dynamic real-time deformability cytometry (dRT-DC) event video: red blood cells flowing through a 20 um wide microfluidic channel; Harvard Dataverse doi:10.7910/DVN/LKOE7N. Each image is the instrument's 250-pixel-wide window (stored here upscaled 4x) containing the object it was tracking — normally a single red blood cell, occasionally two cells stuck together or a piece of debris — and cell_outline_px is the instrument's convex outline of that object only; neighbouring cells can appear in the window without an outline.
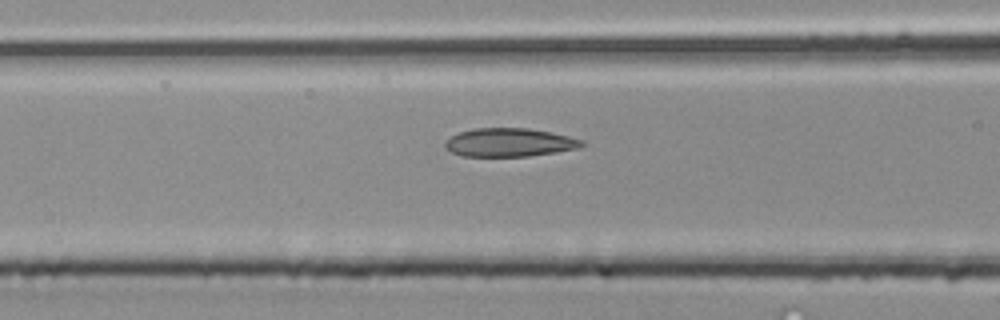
{"species": "common noctule bat (a hibernating species)", "species_latin": "Nyctalus noctula", "temperature_condition": "room temperature", "stored_images_in_passage": 34, "camera_frame_rate_fps": 3000, "um_per_image_px": 0.085, "animal": {"sex": "male", "body_mass_g": 20.4}, "frame": {"image": 1, "passage_image": 15, "time_ms": 4.667, "image_size_px": [1000, 320], "cell_outline_px": [[584, 144], [580, 148], [556, 152], [528, 156], [464, 156], [452, 152], [444, 148], [444, 140], [460, 132], [476, 128], [528, 128], [552, 132], [584, 140]], "centroid_in_image_um": [43.31, 12.1], "position_along_channel_um": 123.3, "area_um2": 22.72}}
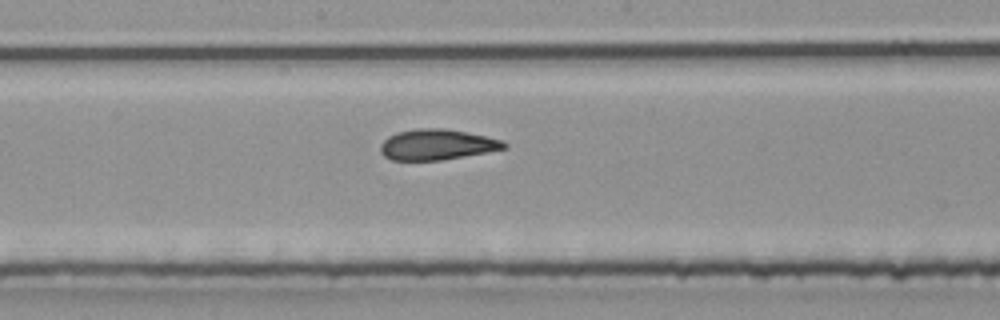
{"frame": {"image": 2, "passage_image": 21, "time_ms": 6.667, "image_size_px": [1000, 320], "cell_outline_px": [[508, 148], [488, 152], [440, 160], [392, 160], [384, 156], [380, 152], [380, 144], [388, 136], [396, 132], [416, 128], [444, 128], [504, 140], [508, 144]], "centroid_in_image_um": [37.14, 12.29], "position_along_channel_um": 211.1, "area_um2": 22.14}}
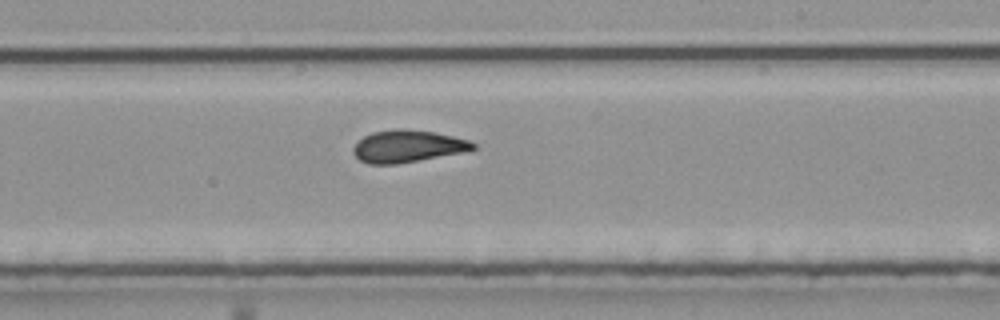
{"frame": {"image": 3, "passage_image": 24, "time_ms": 7.667, "image_size_px": [1000, 320], "cell_outline_px": [[476, 148], [468, 152], [396, 164], [368, 164], [360, 160], [352, 152], [352, 148], [364, 136], [372, 132], [400, 128], [404, 128], [432, 132], [452, 136], [468, 140], [476, 144]], "centroid_in_image_um": [34.67, 12.44], "position_along_channel_um": 254.3, "area_um2": 22.54}}